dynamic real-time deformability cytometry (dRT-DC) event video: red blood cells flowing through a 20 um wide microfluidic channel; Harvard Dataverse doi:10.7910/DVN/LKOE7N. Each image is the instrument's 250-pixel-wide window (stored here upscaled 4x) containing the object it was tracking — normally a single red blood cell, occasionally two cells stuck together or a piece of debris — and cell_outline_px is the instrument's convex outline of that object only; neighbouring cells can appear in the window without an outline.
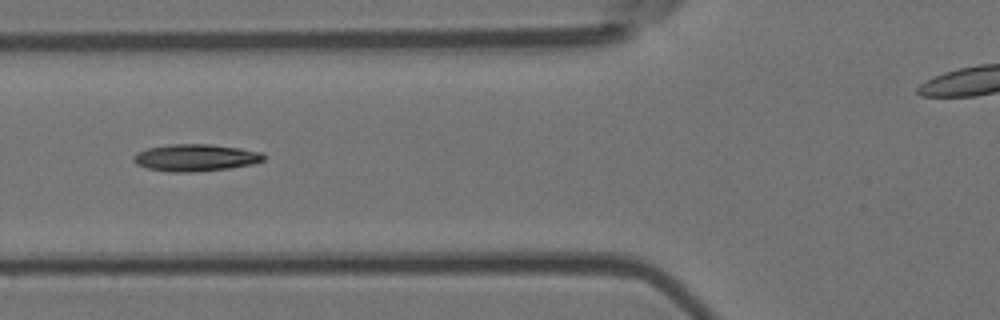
{"species": "Egyptian fruit bat (a non-hibernating species)", "species_latin": "Rousettus aegyptiacus", "temperature_condition": "room temperature", "stored_images_in_passage": 5, "segment_of_instrument_passage": [1, 2], "camera_frame_rate_fps": 3000, "um_per_image_px": 0.085, "animal": {"sex": "female"}, "frame": {"image": 1, "passage_image": 2, "time_ms": 0.333, "image_size_px": [1000, 320], "cell_outline_px": [[264, 160], [252, 164], [228, 168], [192, 172], [172, 172], [148, 168], [136, 164], [132, 160], [132, 156], [136, 152], [148, 148], [172, 144], [208, 144], [240, 148], [260, 152], [264, 156]], "centroid_in_image_um": [16.58, 13.4], "position_along_channel_um": 109.2, "area_um2": 20.35}}
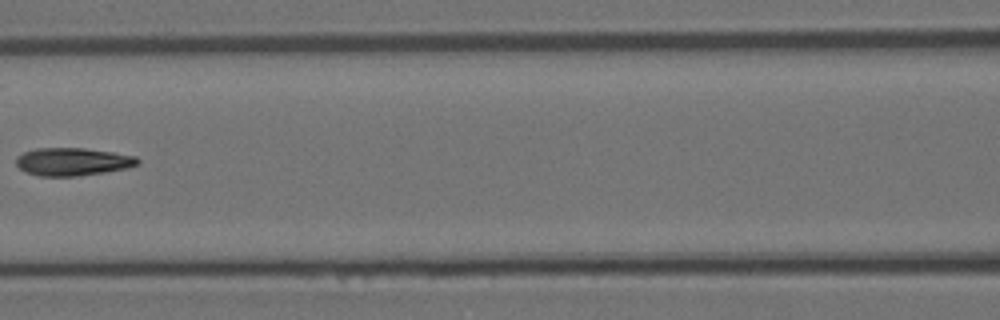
{"frame": {"image": 2, "passage_image": 3, "time_ms": 0.667, "image_size_px": [1000, 320], "cell_outline_px": [[140, 160], [136, 164], [128, 168], [104, 172], [76, 176], [40, 176], [24, 172], [16, 164], [16, 156], [24, 152], [36, 148], [84, 148], [112, 152], [136, 156]], "centroid_in_image_um": [6.14, 13.74], "position_along_channel_um": 160.5, "area_um2": 19.71}}
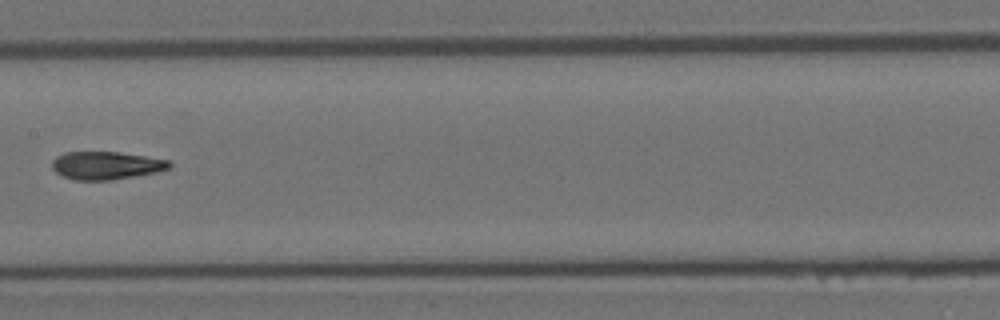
{"frame": {"image": 3, "passage_image": 4, "time_ms": 1.0, "image_size_px": [1000, 320], "cell_outline_px": [[172, 164], [168, 168], [156, 172], [112, 180], [72, 180], [56, 172], [52, 168], [52, 160], [56, 156], [64, 152], [120, 152], [168, 160]], "centroid_in_image_um": [8.98, 14.06], "position_along_channel_um": 198.4, "area_um2": 19.02}}